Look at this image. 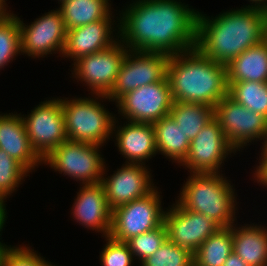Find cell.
<instances>
[{
  "label": "cell",
  "mask_w": 267,
  "mask_h": 266,
  "mask_svg": "<svg viewBox=\"0 0 267 266\" xmlns=\"http://www.w3.org/2000/svg\"><path fill=\"white\" fill-rule=\"evenodd\" d=\"M232 252V226L220 227L193 253V266H223Z\"/></svg>",
  "instance_id": "cell-25"
},
{
  "label": "cell",
  "mask_w": 267,
  "mask_h": 266,
  "mask_svg": "<svg viewBox=\"0 0 267 266\" xmlns=\"http://www.w3.org/2000/svg\"><path fill=\"white\" fill-rule=\"evenodd\" d=\"M223 266H248L237 254L232 252Z\"/></svg>",
  "instance_id": "cell-36"
},
{
  "label": "cell",
  "mask_w": 267,
  "mask_h": 266,
  "mask_svg": "<svg viewBox=\"0 0 267 266\" xmlns=\"http://www.w3.org/2000/svg\"><path fill=\"white\" fill-rule=\"evenodd\" d=\"M21 54L20 30L17 15L9 13L0 20V70Z\"/></svg>",
  "instance_id": "cell-28"
},
{
  "label": "cell",
  "mask_w": 267,
  "mask_h": 266,
  "mask_svg": "<svg viewBox=\"0 0 267 266\" xmlns=\"http://www.w3.org/2000/svg\"><path fill=\"white\" fill-rule=\"evenodd\" d=\"M167 240V230L165 224L149 232L142 233L128 240L130 251L135 260L143 262L148 256L155 253Z\"/></svg>",
  "instance_id": "cell-31"
},
{
  "label": "cell",
  "mask_w": 267,
  "mask_h": 266,
  "mask_svg": "<svg viewBox=\"0 0 267 266\" xmlns=\"http://www.w3.org/2000/svg\"><path fill=\"white\" fill-rule=\"evenodd\" d=\"M226 67L228 85L243 81L267 82V38L249 47Z\"/></svg>",
  "instance_id": "cell-22"
},
{
  "label": "cell",
  "mask_w": 267,
  "mask_h": 266,
  "mask_svg": "<svg viewBox=\"0 0 267 266\" xmlns=\"http://www.w3.org/2000/svg\"><path fill=\"white\" fill-rule=\"evenodd\" d=\"M140 266H193V254L167 239L155 253L143 260Z\"/></svg>",
  "instance_id": "cell-30"
},
{
  "label": "cell",
  "mask_w": 267,
  "mask_h": 266,
  "mask_svg": "<svg viewBox=\"0 0 267 266\" xmlns=\"http://www.w3.org/2000/svg\"><path fill=\"white\" fill-rule=\"evenodd\" d=\"M5 202L6 201H1L0 200V237L2 236L1 233L3 231V228L5 227V223L7 221V210H6V206H5ZM1 239V238H0ZM8 245H6L5 243L0 241V247H7Z\"/></svg>",
  "instance_id": "cell-35"
},
{
  "label": "cell",
  "mask_w": 267,
  "mask_h": 266,
  "mask_svg": "<svg viewBox=\"0 0 267 266\" xmlns=\"http://www.w3.org/2000/svg\"><path fill=\"white\" fill-rule=\"evenodd\" d=\"M71 208L72 219L86 229L108 237L112 225V210L108 206L104 188L99 183L81 184Z\"/></svg>",
  "instance_id": "cell-18"
},
{
  "label": "cell",
  "mask_w": 267,
  "mask_h": 266,
  "mask_svg": "<svg viewBox=\"0 0 267 266\" xmlns=\"http://www.w3.org/2000/svg\"><path fill=\"white\" fill-rule=\"evenodd\" d=\"M113 13L111 12L103 20L67 30L62 57L72 59L74 62L83 56L103 51L115 44L119 40V32L116 33L119 31L116 29L119 28L117 25L119 23L113 19L115 18Z\"/></svg>",
  "instance_id": "cell-17"
},
{
  "label": "cell",
  "mask_w": 267,
  "mask_h": 266,
  "mask_svg": "<svg viewBox=\"0 0 267 266\" xmlns=\"http://www.w3.org/2000/svg\"><path fill=\"white\" fill-rule=\"evenodd\" d=\"M214 118L236 152L249 143L264 141L267 117L240 105L228 94L215 105Z\"/></svg>",
  "instance_id": "cell-8"
},
{
  "label": "cell",
  "mask_w": 267,
  "mask_h": 266,
  "mask_svg": "<svg viewBox=\"0 0 267 266\" xmlns=\"http://www.w3.org/2000/svg\"><path fill=\"white\" fill-rule=\"evenodd\" d=\"M7 0H0V20L6 17L11 11L7 9L8 5L6 4Z\"/></svg>",
  "instance_id": "cell-38"
},
{
  "label": "cell",
  "mask_w": 267,
  "mask_h": 266,
  "mask_svg": "<svg viewBox=\"0 0 267 266\" xmlns=\"http://www.w3.org/2000/svg\"><path fill=\"white\" fill-rule=\"evenodd\" d=\"M157 153L181 165L189 153L190 141L170 115L153 123Z\"/></svg>",
  "instance_id": "cell-23"
},
{
  "label": "cell",
  "mask_w": 267,
  "mask_h": 266,
  "mask_svg": "<svg viewBox=\"0 0 267 266\" xmlns=\"http://www.w3.org/2000/svg\"><path fill=\"white\" fill-rule=\"evenodd\" d=\"M22 116L31 146L42 159L68 140L61 97L41 101Z\"/></svg>",
  "instance_id": "cell-10"
},
{
  "label": "cell",
  "mask_w": 267,
  "mask_h": 266,
  "mask_svg": "<svg viewBox=\"0 0 267 266\" xmlns=\"http://www.w3.org/2000/svg\"><path fill=\"white\" fill-rule=\"evenodd\" d=\"M167 239L192 254L220 226L203 214L183 208L176 200L165 210Z\"/></svg>",
  "instance_id": "cell-16"
},
{
  "label": "cell",
  "mask_w": 267,
  "mask_h": 266,
  "mask_svg": "<svg viewBox=\"0 0 267 266\" xmlns=\"http://www.w3.org/2000/svg\"><path fill=\"white\" fill-rule=\"evenodd\" d=\"M228 95L247 109L267 117V82H231Z\"/></svg>",
  "instance_id": "cell-27"
},
{
  "label": "cell",
  "mask_w": 267,
  "mask_h": 266,
  "mask_svg": "<svg viewBox=\"0 0 267 266\" xmlns=\"http://www.w3.org/2000/svg\"><path fill=\"white\" fill-rule=\"evenodd\" d=\"M259 165L254 169L253 180H256L259 185L267 188V156H259Z\"/></svg>",
  "instance_id": "cell-34"
},
{
  "label": "cell",
  "mask_w": 267,
  "mask_h": 266,
  "mask_svg": "<svg viewBox=\"0 0 267 266\" xmlns=\"http://www.w3.org/2000/svg\"><path fill=\"white\" fill-rule=\"evenodd\" d=\"M52 262L38 254L30 246H7L2 256L1 266H50Z\"/></svg>",
  "instance_id": "cell-32"
},
{
  "label": "cell",
  "mask_w": 267,
  "mask_h": 266,
  "mask_svg": "<svg viewBox=\"0 0 267 266\" xmlns=\"http://www.w3.org/2000/svg\"><path fill=\"white\" fill-rule=\"evenodd\" d=\"M240 8L223 11L211 18L197 12L195 47L225 66L266 39L267 10L246 5Z\"/></svg>",
  "instance_id": "cell-2"
},
{
  "label": "cell",
  "mask_w": 267,
  "mask_h": 266,
  "mask_svg": "<svg viewBox=\"0 0 267 266\" xmlns=\"http://www.w3.org/2000/svg\"><path fill=\"white\" fill-rule=\"evenodd\" d=\"M173 102L215 107L227 94V67L203 55L196 47L171 55L167 64Z\"/></svg>",
  "instance_id": "cell-3"
},
{
  "label": "cell",
  "mask_w": 267,
  "mask_h": 266,
  "mask_svg": "<svg viewBox=\"0 0 267 266\" xmlns=\"http://www.w3.org/2000/svg\"><path fill=\"white\" fill-rule=\"evenodd\" d=\"M105 246L100 252V262L102 266H131L134 257L126 242H120L105 237Z\"/></svg>",
  "instance_id": "cell-33"
},
{
  "label": "cell",
  "mask_w": 267,
  "mask_h": 266,
  "mask_svg": "<svg viewBox=\"0 0 267 266\" xmlns=\"http://www.w3.org/2000/svg\"><path fill=\"white\" fill-rule=\"evenodd\" d=\"M100 148L98 144L66 140L43 158V164L79 181L80 185L99 183L107 165Z\"/></svg>",
  "instance_id": "cell-6"
},
{
  "label": "cell",
  "mask_w": 267,
  "mask_h": 266,
  "mask_svg": "<svg viewBox=\"0 0 267 266\" xmlns=\"http://www.w3.org/2000/svg\"><path fill=\"white\" fill-rule=\"evenodd\" d=\"M20 30L21 53L32 58H43L48 54L62 56L66 27L60 10H51L26 25L17 16Z\"/></svg>",
  "instance_id": "cell-13"
},
{
  "label": "cell",
  "mask_w": 267,
  "mask_h": 266,
  "mask_svg": "<svg viewBox=\"0 0 267 266\" xmlns=\"http://www.w3.org/2000/svg\"><path fill=\"white\" fill-rule=\"evenodd\" d=\"M91 96L94 98H61L66 135L71 141L104 146L113 137V124L117 115L110 113L101 104L108 100L106 95Z\"/></svg>",
  "instance_id": "cell-5"
},
{
  "label": "cell",
  "mask_w": 267,
  "mask_h": 266,
  "mask_svg": "<svg viewBox=\"0 0 267 266\" xmlns=\"http://www.w3.org/2000/svg\"><path fill=\"white\" fill-rule=\"evenodd\" d=\"M0 149L18 161L29 173L43 165L31 146L21 113L0 114Z\"/></svg>",
  "instance_id": "cell-20"
},
{
  "label": "cell",
  "mask_w": 267,
  "mask_h": 266,
  "mask_svg": "<svg viewBox=\"0 0 267 266\" xmlns=\"http://www.w3.org/2000/svg\"><path fill=\"white\" fill-rule=\"evenodd\" d=\"M172 103L167 76L162 81L129 91L115 102L117 114L124 120L151 124L168 116Z\"/></svg>",
  "instance_id": "cell-12"
},
{
  "label": "cell",
  "mask_w": 267,
  "mask_h": 266,
  "mask_svg": "<svg viewBox=\"0 0 267 266\" xmlns=\"http://www.w3.org/2000/svg\"><path fill=\"white\" fill-rule=\"evenodd\" d=\"M185 4L180 0H132L116 17L119 40L129 50L170 56L194 48L198 11Z\"/></svg>",
  "instance_id": "cell-1"
},
{
  "label": "cell",
  "mask_w": 267,
  "mask_h": 266,
  "mask_svg": "<svg viewBox=\"0 0 267 266\" xmlns=\"http://www.w3.org/2000/svg\"><path fill=\"white\" fill-rule=\"evenodd\" d=\"M236 150L228 143L219 122L213 118L190 141L189 153L180 166L188 172L220 173L225 159Z\"/></svg>",
  "instance_id": "cell-14"
},
{
  "label": "cell",
  "mask_w": 267,
  "mask_h": 266,
  "mask_svg": "<svg viewBox=\"0 0 267 266\" xmlns=\"http://www.w3.org/2000/svg\"><path fill=\"white\" fill-rule=\"evenodd\" d=\"M129 49L118 40L111 47L73 62L72 76L77 82H84L93 95H108L112 90L123 59ZM90 89V90H89Z\"/></svg>",
  "instance_id": "cell-9"
},
{
  "label": "cell",
  "mask_w": 267,
  "mask_h": 266,
  "mask_svg": "<svg viewBox=\"0 0 267 266\" xmlns=\"http://www.w3.org/2000/svg\"><path fill=\"white\" fill-rule=\"evenodd\" d=\"M249 1V0H248ZM248 7H256L267 10V0H250Z\"/></svg>",
  "instance_id": "cell-37"
},
{
  "label": "cell",
  "mask_w": 267,
  "mask_h": 266,
  "mask_svg": "<svg viewBox=\"0 0 267 266\" xmlns=\"http://www.w3.org/2000/svg\"><path fill=\"white\" fill-rule=\"evenodd\" d=\"M232 225L233 252L248 266H267V228L257 223Z\"/></svg>",
  "instance_id": "cell-21"
},
{
  "label": "cell",
  "mask_w": 267,
  "mask_h": 266,
  "mask_svg": "<svg viewBox=\"0 0 267 266\" xmlns=\"http://www.w3.org/2000/svg\"><path fill=\"white\" fill-rule=\"evenodd\" d=\"M110 0H64L59 3L66 31L105 19L113 9Z\"/></svg>",
  "instance_id": "cell-24"
},
{
  "label": "cell",
  "mask_w": 267,
  "mask_h": 266,
  "mask_svg": "<svg viewBox=\"0 0 267 266\" xmlns=\"http://www.w3.org/2000/svg\"><path fill=\"white\" fill-rule=\"evenodd\" d=\"M169 115L191 141L214 118V108L198 103L173 102Z\"/></svg>",
  "instance_id": "cell-26"
},
{
  "label": "cell",
  "mask_w": 267,
  "mask_h": 266,
  "mask_svg": "<svg viewBox=\"0 0 267 266\" xmlns=\"http://www.w3.org/2000/svg\"><path fill=\"white\" fill-rule=\"evenodd\" d=\"M5 248H6V247H0V266H1L2 256H3V253H4V251H5Z\"/></svg>",
  "instance_id": "cell-40"
},
{
  "label": "cell",
  "mask_w": 267,
  "mask_h": 266,
  "mask_svg": "<svg viewBox=\"0 0 267 266\" xmlns=\"http://www.w3.org/2000/svg\"><path fill=\"white\" fill-rule=\"evenodd\" d=\"M169 58L170 55L161 52L129 50L107 95L108 101L116 102L129 91L162 81L167 76Z\"/></svg>",
  "instance_id": "cell-11"
},
{
  "label": "cell",
  "mask_w": 267,
  "mask_h": 266,
  "mask_svg": "<svg viewBox=\"0 0 267 266\" xmlns=\"http://www.w3.org/2000/svg\"><path fill=\"white\" fill-rule=\"evenodd\" d=\"M106 168L105 166L101 184L111 210L145 197L157 187L154 186L153 176L147 165L124 163L108 177L105 175Z\"/></svg>",
  "instance_id": "cell-15"
},
{
  "label": "cell",
  "mask_w": 267,
  "mask_h": 266,
  "mask_svg": "<svg viewBox=\"0 0 267 266\" xmlns=\"http://www.w3.org/2000/svg\"><path fill=\"white\" fill-rule=\"evenodd\" d=\"M262 148V149H261ZM260 148V155L261 156H267V132H266V136L264 138V141H262V146Z\"/></svg>",
  "instance_id": "cell-39"
},
{
  "label": "cell",
  "mask_w": 267,
  "mask_h": 266,
  "mask_svg": "<svg viewBox=\"0 0 267 266\" xmlns=\"http://www.w3.org/2000/svg\"><path fill=\"white\" fill-rule=\"evenodd\" d=\"M116 119L112 134H115V145L120 155L126 159L124 163L146 165V160L148 162L157 154L153 124L127 120L126 124L119 125Z\"/></svg>",
  "instance_id": "cell-19"
},
{
  "label": "cell",
  "mask_w": 267,
  "mask_h": 266,
  "mask_svg": "<svg viewBox=\"0 0 267 266\" xmlns=\"http://www.w3.org/2000/svg\"><path fill=\"white\" fill-rule=\"evenodd\" d=\"M186 180L177 200L183 208L205 215L220 227L237 222V194L224 174L190 172Z\"/></svg>",
  "instance_id": "cell-4"
},
{
  "label": "cell",
  "mask_w": 267,
  "mask_h": 266,
  "mask_svg": "<svg viewBox=\"0 0 267 266\" xmlns=\"http://www.w3.org/2000/svg\"><path fill=\"white\" fill-rule=\"evenodd\" d=\"M156 187L145 197L133 200L112 210V225L109 236L127 242L142 233L156 229L164 223L165 210L162 197Z\"/></svg>",
  "instance_id": "cell-7"
},
{
  "label": "cell",
  "mask_w": 267,
  "mask_h": 266,
  "mask_svg": "<svg viewBox=\"0 0 267 266\" xmlns=\"http://www.w3.org/2000/svg\"><path fill=\"white\" fill-rule=\"evenodd\" d=\"M29 172L14 158L0 149V200H7L16 192Z\"/></svg>",
  "instance_id": "cell-29"
}]
</instances>
